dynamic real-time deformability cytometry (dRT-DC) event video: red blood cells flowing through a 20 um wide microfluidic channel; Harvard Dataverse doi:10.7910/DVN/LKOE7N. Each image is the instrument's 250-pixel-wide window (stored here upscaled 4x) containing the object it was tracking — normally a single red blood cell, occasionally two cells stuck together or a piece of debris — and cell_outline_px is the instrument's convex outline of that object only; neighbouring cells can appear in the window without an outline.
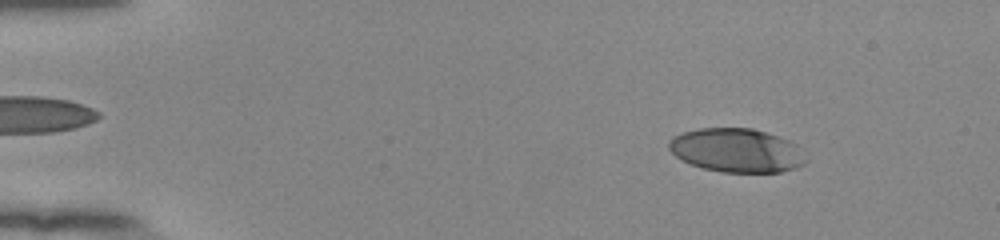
{"species": "human", "species_latin": "Homo sapiens", "temperature_condition": "room temperature", "stored_images_in_passage": 53, "camera_frame_rate_fps": 3000, "um_per_image_px": 0.085, "donor": {"sex": "female"}, "frame": {"image": 1, "passage_image": 7, "time_ms": 2.0, "image_size_px": [1000, 240], "cell_outline_px": [[808, 160], [804, 164], [796, 168], [780, 172], [724, 172], [704, 168], [680, 160], [668, 148], [668, 140], [672, 136], [684, 132], [700, 128], [752, 128], [788, 140], [796, 144]], "centroid_in_image_um": [62.6, 12.78], "position_along_channel_um": 22.4, "area_um2": 34.91}}
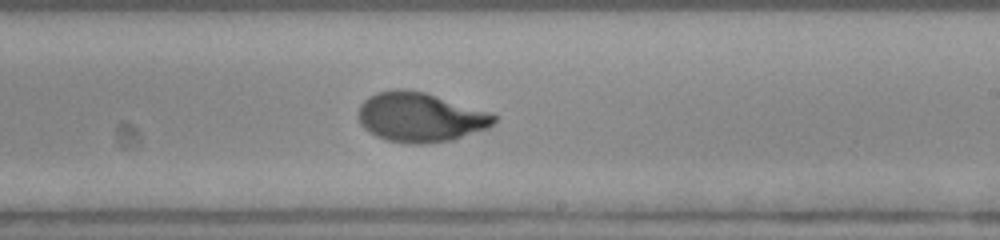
{"frame": {"image": 2, "passage_image": 33, "time_ms": 10.667, "image_size_px": [1000, 240], "cell_outline_px": [[500, 116], [488, 128], [452, 140], [428, 144], [412, 144], [388, 140], [376, 136], [368, 132], [360, 124], [360, 104], [368, 96], [376, 92], [396, 88], [404, 88], [424, 92], [492, 112]], "centroid_in_image_um": [35.75, 9.96], "position_along_channel_um": 253.3, "area_um2": 39.42}}
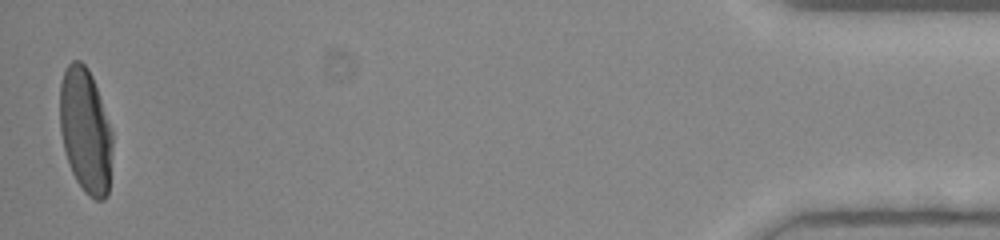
{"frame": {"image": 3, "passage_image": 53, "time_ms": 17.333, "image_size_px": [1000, 240], "cell_outline_px": [[112, 152], [108, 196], [104, 200], [96, 200], [88, 196], [84, 192], [76, 180], [72, 172], [64, 148], [60, 132], [60, 84], [64, 72], [68, 64], [72, 60], [80, 60], [88, 68], [92, 76], [112, 132]], "centroid_in_image_um": [7.26, 11.13], "position_along_channel_um": 427.9, "area_um2": 38.21}, "authors_computed_cell_mechanics": {"area_um2": 38.2636, "velocity_mm_per_s": 3.8759, "shape_relaxation_time_tau1_ms": 3.8118, "shape_relaxation_time_tau2_ms": null, "deformation_change_tau1": 0.2156, "deformation_change_tau2": null}}